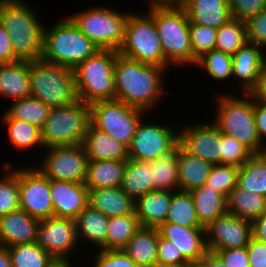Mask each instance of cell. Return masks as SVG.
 Listing matches in <instances>:
<instances>
[{"mask_svg": "<svg viewBox=\"0 0 266 267\" xmlns=\"http://www.w3.org/2000/svg\"><path fill=\"white\" fill-rule=\"evenodd\" d=\"M134 203L121 187L88 189V205L109 218L134 213Z\"/></svg>", "mask_w": 266, "mask_h": 267, "instance_id": "obj_24", "label": "cell"}, {"mask_svg": "<svg viewBox=\"0 0 266 267\" xmlns=\"http://www.w3.org/2000/svg\"><path fill=\"white\" fill-rule=\"evenodd\" d=\"M129 12L123 14L112 8L94 6L74 13L68 18L100 50H118L124 40Z\"/></svg>", "mask_w": 266, "mask_h": 267, "instance_id": "obj_10", "label": "cell"}, {"mask_svg": "<svg viewBox=\"0 0 266 267\" xmlns=\"http://www.w3.org/2000/svg\"><path fill=\"white\" fill-rule=\"evenodd\" d=\"M15 102L5 112L12 119L31 123L41 129L49 116L51 107L33 96L14 100Z\"/></svg>", "mask_w": 266, "mask_h": 267, "instance_id": "obj_38", "label": "cell"}, {"mask_svg": "<svg viewBox=\"0 0 266 267\" xmlns=\"http://www.w3.org/2000/svg\"><path fill=\"white\" fill-rule=\"evenodd\" d=\"M77 241L84 238L98 250H106V237L109 217L88 205L76 218ZM101 247V248H100Z\"/></svg>", "mask_w": 266, "mask_h": 267, "instance_id": "obj_30", "label": "cell"}, {"mask_svg": "<svg viewBox=\"0 0 266 267\" xmlns=\"http://www.w3.org/2000/svg\"><path fill=\"white\" fill-rule=\"evenodd\" d=\"M157 251L158 266L185 267L189 263L171 241L162 238L160 235Z\"/></svg>", "mask_w": 266, "mask_h": 267, "instance_id": "obj_47", "label": "cell"}, {"mask_svg": "<svg viewBox=\"0 0 266 267\" xmlns=\"http://www.w3.org/2000/svg\"><path fill=\"white\" fill-rule=\"evenodd\" d=\"M205 236L211 252L246 247L252 238V223L226 212L205 227Z\"/></svg>", "mask_w": 266, "mask_h": 267, "instance_id": "obj_15", "label": "cell"}, {"mask_svg": "<svg viewBox=\"0 0 266 267\" xmlns=\"http://www.w3.org/2000/svg\"><path fill=\"white\" fill-rule=\"evenodd\" d=\"M145 113L116 99L98 101L90 105V123L129 146Z\"/></svg>", "mask_w": 266, "mask_h": 267, "instance_id": "obj_11", "label": "cell"}, {"mask_svg": "<svg viewBox=\"0 0 266 267\" xmlns=\"http://www.w3.org/2000/svg\"><path fill=\"white\" fill-rule=\"evenodd\" d=\"M178 144L176 127L141 120L128 146L129 159L150 162L171 153Z\"/></svg>", "mask_w": 266, "mask_h": 267, "instance_id": "obj_12", "label": "cell"}, {"mask_svg": "<svg viewBox=\"0 0 266 267\" xmlns=\"http://www.w3.org/2000/svg\"><path fill=\"white\" fill-rule=\"evenodd\" d=\"M36 243L54 258H69V252L78 243L75 219L55 216L41 219Z\"/></svg>", "mask_w": 266, "mask_h": 267, "instance_id": "obj_16", "label": "cell"}, {"mask_svg": "<svg viewBox=\"0 0 266 267\" xmlns=\"http://www.w3.org/2000/svg\"><path fill=\"white\" fill-rule=\"evenodd\" d=\"M99 50L68 17L44 28L41 59L45 62L74 69Z\"/></svg>", "mask_w": 266, "mask_h": 267, "instance_id": "obj_5", "label": "cell"}, {"mask_svg": "<svg viewBox=\"0 0 266 267\" xmlns=\"http://www.w3.org/2000/svg\"><path fill=\"white\" fill-rule=\"evenodd\" d=\"M254 120L256 130L261 142L266 138V103L254 98ZM263 140V141H262Z\"/></svg>", "mask_w": 266, "mask_h": 267, "instance_id": "obj_54", "label": "cell"}, {"mask_svg": "<svg viewBox=\"0 0 266 267\" xmlns=\"http://www.w3.org/2000/svg\"><path fill=\"white\" fill-rule=\"evenodd\" d=\"M12 267H48L54 257L36 242L7 247Z\"/></svg>", "mask_w": 266, "mask_h": 267, "instance_id": "obj_40", "label": "cell"}, {"mask_svg": "<svg viewBox=\"0 0 266 267\" xmlns=\"http://www.w3.org/2000/svg\"><path fill=\"white\" fill-rule=\"evenodd\" d=\"M0 94L13 100L31 96L29 61L0 64Z\"/></svg>", "mask_w": 266, "mask_h": 267, "instance_id": "obj_28", "label": "cell"}, {"mask_svg": "<svg viewBox=\"0 0 266 267\" xmlns=\"http://www.w3.org/2000/svg\"><path fill=\"white\" fill-rule=\"evenodd\" d=\"M195 66L202 67L211 77L225 80L232 77V55L218 50H211L198 58Z\"/></svg>", "mask_w": 266, "mask_h": 267, "instance_id": "obj_43", "label": "cell"}, {"mask_svg": "<svg viewBox=\"0 0 266 267\" xmlns=\"http://www.w3.org/2000/svg\"><path fill=\"white\" fill-rule=\"evenodd\" d=\"M253 153L233 136L221 134V164L240 168Z\"/></svg>", "mask_w": 266, "mask_h": 267, "instance_id": "obj_46", "label": "cell"}, {"mask_svg": "<svg viewBox=\"0 0 266 267\" xmlns=\"http://www.w3.org/2000/svg\"><path fill=\"white\" fill-rule=\"evenodd\" d=\"M82 145L88 160H129L127 145L95 128L91 123L87 126Z\"/></svg>", "mask_w": 266, "mask_h": 267, "instance_id": "obj_22", "label": "cell"}, {"mask_svg": "<svg viewBox=\"0 0 266 267\" xmlns=\"http://www.w3.org/2000/svg\"><path fill=\"white\" fill-rule=\"evenodd\" d=\"M185 267H210V265L204 258H202L189 262Z\"/></svg>", "mask_w": 266, "mask_h": 267, "instance_id": "obj_61", "label": "cell"}, {"mask_svg": "<svg viewBox=\"0 0 266 267\" xmlns=\"http://www.w3.org/2000/svg\"><path fill=\"white\" fill-rule=\"evenodd\" d=\"M263 50V47L247 42L232 55V77L241 80L243 93H252L258 85L261 69L266 60V52Z\"/></svg>", "mask_w": 266, "mask_h": 267, "instance_id": "obj_21", "label": "cell"}, {"mask_svg": "<svg viewBox=\"0 0 266 267\" xmlns=\"http://www.w3.org/2000/svg\"><path fill=\"white\" fill-rule=\"evenodd\" d=\"M172 192L153 190L138 197L134 203V212L142 227H158L165 222Z\"/></svg>", "mask_w": 266, "mask_h": 267, "instance_id": "obj_25", "label": "cell"}, {"mask_svg": "<svg viewBox=\"0 0 266 267\" xmlns=\"http://www.w3.org/2000/svg\"><path fill=\"white\" fill-rule=\"evenodd\" d=\"M48 267H72L70 260L67 258H54Z\"/></svg>", "mask_w": 266, "mask_h": 267, "instance_id": "obj_60", "label": "cell"}, {"mask_svg": "<svg viewBox=\"0 0 266 267\" xmlns=\"http://www.w3.org/2000/svg\"><path fill=\"white\" fill-rule=\"evenodd\" d=\"M37 169L48 179L84 183L87 156L82 144L50 147Z\"/></svg>", "mask_w": 266, "mask_h": 267, "instance_id": "obj_13", "label": "cell"}, {"mask_svg": "<svg viewBox=\"0 0 266 267\" xmlns=\"http://www.w3.org/2000/svg\"><path fill=\"white\" fill-rule=\"evenodd\" d=\"M178 185L181 191H192L206 183L211 163L185 151L177 145Z\"/></svg>", "mask_w": 266, "mask_h": 267, "instance_id": "obj_27", "label": "cell"}, {"mask_svg": "<svg viewBox=\"0 0 266 267\" xmlns=\"http://www.w3.org/2000/svg\"><path fill=\"white\" fill-rule=\"evenodd\" d=\"M247 41L266 49V8L245 21Z\"/></svg>", "mask_w": 266, "mask_h": 267, "instance_id": "obj_49", "label": "cell"}, {"mask_svg": "<svg viewBox=\"0 0 266 267\" xmlns=\"http://www.w3.org/2000/svg\"><path fill=\"white\" fill-rule=\"evenodd\" d=\"M2 123L8 126L9 141L15 148L28 149L40 145L43 147L41 140V129L31 123L19 119L10 118L5 112L2 116Z\"/></svg>", "mask_w": 266, "mask_h": 267, "instance_id": "obj_39", "label": "cell"}, {"mask_svg": "<svg viewBox=\"0 0 266 267\" xmlns=\"http://www.w3.org/2000/svg\"><path fill=\"white\" fill-rule=\"evenodd\" d=\"M166 68L148 65L118 54L114 64L116 100L149 112L164 91Z\"/></svg>", "mask_w": 266, "mask_h": 267, "instance_id": "obj_1", "label": "cell"}, {"mask_svg": "<svg viewBox=\"0 0 266 267\" xmlns=\"http://www.w3.org/2000/svg\"><path fill=\"white\" fill-rule=\"evenodd\" d=\"M181 1L182 0H149V7L150 6H164V5H180Z\"/></svg>", "mask_w": 266, "mask_h": 267, "instance_id": "obj_59", "label": "cell"}, {"mask_svg": "<svg viewBox=\"0 0 266 267\" xmlns=\"http://www.w3.org/2000/svg\"><path fill=\"white\" fill-rule=\"evenodd\" d=\"M231 18L247 21L266 8V0H228Z\"/></svg>", "mask_w": 266, "mask_h": 267, "instance_id": "obj_48", "label": "cell"}, {"mask_svg": "<svg viewBox=\"0 0 266 267\" xmlns=\"http://www.w3.org/2000/svg\"><path fill=\"white\" fill-rule=\"evenodd\" d=\"M252 223V238L266 242V212L260 217L251 221Z\"/></svg>", "mask_w": 266, "mask_h": 267, "instance_id": "obj_55", "label": "cell"}, {"mask_svg": "<svg viewBox=\"0 0 266 267\" xmlns=\"http://www.w3.org/2000/svg\"><path fill=\"white\" fill-rule=\"evenodd\" d=\"M24 0H0V23L19 61L41 60L45 26Z\"/></svg>", "mask_w": 266, "mask_h": 267, "instance_id": "obj_2", "label": "cell"}, {"mask_svg": "<svg viewBox=\"0 0 266 267\" xmlns=\"http://www.w3.org/2000/svg\"><path fill=\"white\" fill-rule=\"evenodd\" d=\"M118 54L117 50H99L73 69L78 100L91 105L116 99L114 64Z\"/></svg>", "mask_w": 266, "mask_h": 267, "instance_id": "obj_6", "label": "cell"}, {"mask_svg": "<svg viewBox=\"0 0 266 267\" xmlns=\"http://www.w3.org/2000/svg\"><path fill=\"white\" fill-rule=\"evenodd\" d=\"M155 267H173V266H158V265H157V266H155Z\"/></svg>", "mask_w": 266, "mask_h": 267, "instance_id": "obj_62", "label": "cell"}, {"mask_svg": "<svg viewBox=\"0 0 266 267\" xmlns=\"http://www.w3.org/2000/svg\"><path fill=\"white\" fill-rule=\"evenodd\" d=\"M94 267H138L124 250H101L97 253Z\"/></svg>", "mask_w": 266, "mask_h": 267, "instance_id": "obj_50", "label": "cell"}, {"mask_svg": "<svg viewBox=\"0 0 266 267\" xmlns=\"http://www.w3.org/2000/svg\"><path fill=\"white\" fill-rule=\"evenodd\" d=\"M19 205L39 220L54 216L50 179L37 168L18 169Z\"/></svg>", "mask_w": 266, "mask_h": 267, "instance_id": "obj_14", "label": "cell"}, {"mask_svg": "<svg viewBox=\"0 0 266 267\" xmlns=\"http://www.w3.org/2000/svg\"><path fill=\"white\" fill-rule=\"evenodd\" d=\"M239 168L232 165L217 164L211 167L206 185L221 193L224 197L237 186Z\"/></svg>", "mask_w": 266, "mask_h": 267, "instance_id": "obj_44", "label": "cell"}, {"mask_svg": "<svg viewBox=\"0 0 266 267\" xmlns=\"http://www.w3.org/2000/svg\"><path fill=\"white\" fill-rule=\"evenodd\" d=\"M247 42L245 22L231 18L217 29L215 50L233 55Z\"/></svg>", "mask_w": 266, "mask_h": 267, "instance_id": "obj_41", "label": "cell"}, {"mask_svg": "<svg viewBox=\"0 0 266 267\" xmlns=\"http://www.w3.org/2000/svg\"><path fill=\"white\" fill-rule=\"evenodd\" d=\"M122 56L143 64L167 68L170 65L162 54V46L153 17L148 14H129L124 40L117 50Z\"/></svg>", "mask_w": 266, "mask_h": 267, "instance_id": "obj_9", "label": "cell"}, {"mask_svg": "<svg viewBox=\"0 0 266 267\" xmlns=\"http://www.w3.org/2000/svg\"><path fill=\"white\" fill-rule=\"evenodd\" d=\"M3 167L8 171L0 178V217L20 208L18 168H11L8 162Z\"/></svg>", "mask_w": 266, "mask_h": 267, "instance_id": "obj_42", "label": "cell"}, {"mask_svg": "<svg viewBox=\"0 0 266 267\" xmlns=\"http://www.w3.org/2000/svg\"><path fill=\"white\" fill-rule=\"evenodd\" d=\"M212 123V124H211ZM191 124L179 131V145L212 165L221 164V131L213 123Z\"/></svg>", "mask_w": 266, "mask_h": 267, "instance_id": "obj_17", "label": "cell"}, {"mask_svg": "<svg viewBox=\"0 0 266 267\" xmlns=\"http://www.w3.org/2000/svg\"><path fill=\"white\" fill-rule=\"evenodd\" d=\"M189 21L218 29L231 19L228 0H182Z\"/></svg>", "mask_w": 266, "mask_h": 267, "instance_id": "obj_23", "label": "cell"}, {"mask_svg": "<svg viewBox=\"0 0 266 267\" xmlns=\"http://www.w3.org/2000/svg\"><path fill=\"white\" fill-rule=\"evenodd\" d=\"M50 193L55 217L75 219L88 206L84 183L50 179Z\"/></svg>", "mask_w": 266, "mask_h": 267, "instance_id": "obj_19", "label": "cell"}, {"mask_svg": "<svg viewBox=\"0 0 266 267\" xmlns=\"http://www.w3.org/2000/svg\"><path fill=\"white\" fill-rule=\"evenodd\" d=\"M0 267H12L11 257L7 247L0 248Z\"/></svg>", "mask_w": 266, "mask_h": 267, "instance_id": "obj_58", "label": "cell"}, {"mask_svg": "<svg viewBox=\"0 0 266 267\" xmlns=\"http://www.w3.org/2000/svg\"><path fill=\"white\" fill-rule=\"evenodd\" d=\"M244 98L232 94H219L216 100L217 112L213 123L221 133L233 136L253 154L266 152L262 146L254 120V97L243 93ZM218 102V103H217Z\"/></svg>", "mask_w": 266, "mask_h": 267, "instance_id": "obj_4", "label": "cell"}, {"mask_svg": "<svg viewBox=\"0 0 266 267\" xmlns=\"http://www.w3.org/2000/svg\"><path fill=\"white\" fill-rule=\"evenodd\" d=\"M121 189L134 201L154 190L149 162L129 159L126 163Z\"/></svg>", "mask_w": 266, "mask_h": 267, "instance_id": "obj_33", "label": "cell"}, {"mask_svg": "<svg viewBox=\"0 0 266 267\" xmlns=\"http://www.w3.org/2000/svg\"><path fill=\"white\" fill-rule=\"evenodd\" d=\"M141 225L135 212L109 218L106 237V250L123 249Z\"/></svg>", "mask_w": 266, "mask_h": 267, "instance_id": "obj_36", "label": "cell"}, {"mask_svg": "<svg viewBox=\"0 0 266 267\" xmlns=\"http://www.w3.org/2000/svg\"><path fill=\"white\" fill-rule=\"evenodd\" d=\"M258 101L266 103V60L261 69L257 87L251 93Z\"/></svg>", "mask_w": 266, "mask_h": 267, "instance_id": "obj_56", "label": "cell"}, {"mask_svg": "<svg viewBox=\"0 0 266 267\" xmlns=\"http://www.w3.org/2000/svg\"><path fill=\"white\" fill-rule=\"evenodd\" d=\"M90 124V105L76 100L65 106L51 109L41 128L45 148L82 144Z\"/></svg>", "mask_w": 266, "mask_h": 267, "instance_id": "obj_8", "label": "cell"}, {"mask_svg": "<svg viewBox=\"0 0 266 267\" xmlns=\"http://www.w3.org/2000/svg\"><path fill=\"white\" fill-rule=\"evenodd\" d=\"M162 46V54L169 64H196L189 36L190 21L181 5L150 6Z\"/></svg>", "mask_w": 266, "mask_h": 267, "instance_id": "obj_3", "label": "cell"}, {"mask_svg": "<svg viewBox=\"0 0 266 267\" xmlns=\"http://www.w3.org/2000/svg\"><path fill=\"white\" fill-rule=\"evenodd\" d=\"M190 194L197 217L204 227L227 212L226 197L206 184L190 191Z\"/></svg>", "mask_w": 266, "mask_h": 267, "instance_id": "obj_32", "label": "cell"}, {"mask_svg": "<svg viewBox=\"0 0 266 267\" xmlns=\"http://www.w3.org/2000/svg\"><path fill=\"white\" fill-rule=\"evenodd\" d=\"M40 220L21 208L0 217V241L3 247L34 243Z\"/></svg>", "mask_w": 266, "mask_h": 267, "instance_id": "obj_20", "label": "cell"}, {"mask_svg": "<svg viewBox=\"0 0 266 267\" xmlns=\"http://www.w3.org/2000/svg\"><path fill=\"white\" fill-rule=\"evenodd\" d=\"M189 36L193 55L197 59L204 53L215 49L217 39L216 28L199 25L190 21Z\"/></svg>", "mask_w": 266, "mask_h": 267, "instance_id": "obj_45", "label": "cell"}, {"mask_svg": "<svg viewBox=\"0 0 266 267\" xmlns=\"http://www.w3.org/2000/svg\"><path fill=\"white\" fill-rule=\"evenodd\" d=\"M157 227H140L122 249L138 267L157 266Z\"/></svg>", "mask_w": 266, "mask_h": 267, "instance_id": "obj_26", "label": "cell"}, {"mask_svg": "<svg viewBox=\"0 0 266 267\" xmlns=\"http://www.w3.org/2000/svg\"><path fill=\"white\" fill-rule=\"evenodd\" d=\"M226 209L236 217L252 221L266 212V197L237 185L226 197Z\"/></svg>", "mask_w": 266, "mask_h": 267, "instance_id": "obj_31", "label": "cell"}, {"mask_svg": "<svg viewBox=\"0 0 266 267\" xmlns=\"http://www.w3.org/2000/svg\"><path fill=\"white\" fill-rule=\"evenodd\" d=\"M165 222L186 227H204L197 217L192 195L188 191L181 190L172 192V199Z\"/></svg>", "mask_w": 266, "mask_h": 267, "instance_id": "obj_37", "label": "cell"}, {"mask_svg": "<svg viewBox=\"0 0 266 267\" xmlns=\"http://www.w3.org/2000/svg\"><path fill=\"white\" fill-rule=\"evenodd\" d=\"M246 247L250 267H266V242L251 238Z\"/></svg>", "mask_w": 266, "mask_h": 267, "instance_id": "obj_52", "label": "cell"}, {"mask_svg": "<svg viewBox=\"0 0 266 267\" xmlns=\"http://www.w3.org/2000/svg\"><path fill=\"white\" fill-rule=\"evenodd\" d=\"M127 161L88 160L84 185L87 189L121 187Z\"/></svg>", "mask_w": 266, "mask_h": 267, "instance_id": "obj_29", "label": "cell"}, {"mask_svg": "<svg viewBox=\"0 0 266 267\" xmlns=\"http://www.w3.org/2000/svg\"><path fill=\"white\" fill-rule=\"evenodd\" d=\"M149 168L152 170L154 190H179L177 147L171 153L150 161Z\"/></svg>", "mask_w": 266, "mask_h": 267, "instance_id": "obj_35", "label": "cell"}, {"mask_svg": "<svg viewBox=\"0 0 266 267\" xmlns=\"http://www.w3.org/2000/svg\"><path fill=\"white\" fill-rule=\"evenodd\" d=\"M225 267H250L247 247L217 250Z\"/></svg>", "mask_w": 266, "mask_h": 267, "instance_id": "obj_51", "label": "cell"}, {"mask_svg": "<svg viewBox=\"0 0 266 267\" xmlns=\"http://www.w3.org/2000/svg\"><path fill=\"white\" fill-rule=\"evenodd\" d=\"M157 230L162 238L171 241L188 261L202 259L207 250L205 227H186L175 223H161Z\"/></svg>", "mask_w": 266, "mask_h": 267, "instance_id": "obj_18", "label": "cell"}, {"mask_svg": "<svg viewBox=\"0 0 266 267\" xmlns=\"http://www.w3.org/2000/svg\"><path fill=\"white\" fill-rule=\"evenodd\" d=\"M17 61L19 60L14 55L12 40L0 23V64L15 63Z\"/></svg>", "mask_w": 266, "mask_h": 267, "instance_id": "obj_53", "label": "cell"}, {"mask_svg": "<svg viewBox=\"0 0 266 267\" xmlns=\"http://www.w3.org/2000/svg\"><path fill=\"white\" fill-rule=\"evenodd\" d=\"M31 96L51 108L68 105L77 98L72 68L41 60L29 61Z\"/></svg>", "mask_w": 266, "mask_h": 267, "instance_id": "obj_7", "label": "cell"}, {"mask_svg": "<svg viewBox=\"0 0 266 267\" xmlns=\"http://www.w3.org/2000/svg\"><path fill=\"white\" fill-rule=\"evenodd\" d=\"M203 258L209 263L210 267H225L223 261L215 252L207 251Z\"/></svg>", "mask_w": 266, "mask_h": 267, "instance_id": "obj_57", "label": "cell"}, {"mask_svg": "<svg viewBox=\"0 0 266 267\" xmlns=\"http://www.w3.org/2000/svg\"><path fill=\"white\" fill-rule=\"evenodd\" d=\"M237 185L246 191L266 197V152L253 154L239 168Z\"/></svg>", "mask_w": 266, "mask_h": 267, "instance_id": "obj_34", "label": "cell"}]
</instances>
